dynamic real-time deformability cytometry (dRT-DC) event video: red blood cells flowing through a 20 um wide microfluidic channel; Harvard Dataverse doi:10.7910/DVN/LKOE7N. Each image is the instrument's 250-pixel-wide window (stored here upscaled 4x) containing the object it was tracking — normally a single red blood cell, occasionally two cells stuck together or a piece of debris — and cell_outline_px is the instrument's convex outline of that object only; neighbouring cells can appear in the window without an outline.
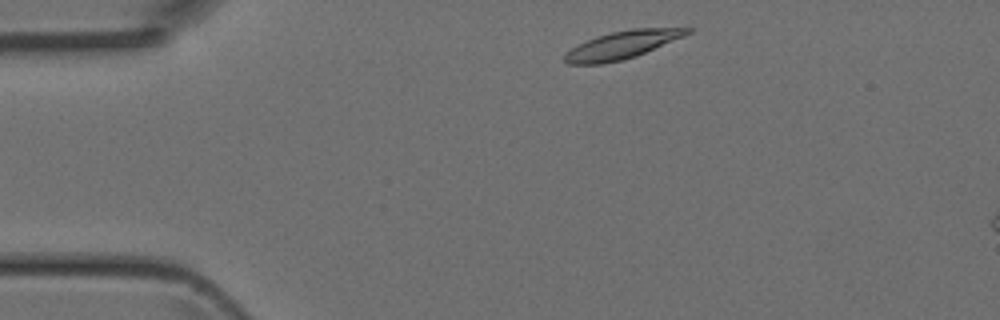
{"species": "Egyptian fruit bat (a non-hibernating species)", "species_latin": "Rousettus aegyptiacus", "temperature_condition": "room temperature", "stored_images_in_passage": 2, "camera_frame_rate_fps": 3000, "um_per_image_px": 0.085, "animal": {"sex": "female"}, "frame": {"image": 1, "passage_image": 1, "time_ms": 0.0, "image_size_px": [1000, 320], "cell_outline_px": [[692, 32], [684, 36], [636, 56], [620, 60], [600, 64], [568, 64], [564, 60], [564, 52], [596, 36], [612, 32], [632, 28], [692, 28]], "centroid_in_image_um": [52.87, 3.81], "position_along_channel_um": 32.1, "area_um2": 19.59}}